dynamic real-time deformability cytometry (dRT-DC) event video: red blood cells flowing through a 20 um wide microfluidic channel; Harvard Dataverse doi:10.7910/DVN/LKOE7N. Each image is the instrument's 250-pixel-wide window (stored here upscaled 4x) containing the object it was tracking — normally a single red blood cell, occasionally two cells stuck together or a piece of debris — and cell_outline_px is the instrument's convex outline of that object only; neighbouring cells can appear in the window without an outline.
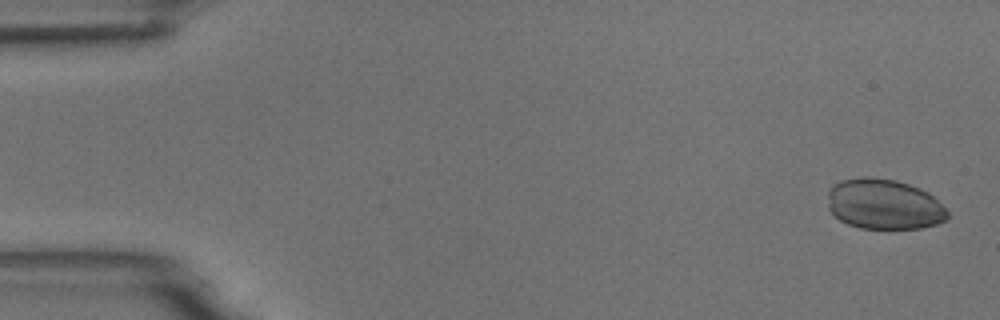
{"species": "common noctule bat (a hibernating species)", "species_latin": "Nyctalus noctula", "temperature_condition": "room temperature", "stored_images_in_passage": 54, "camera_frame_rate_fps": 3000, "um_per_image_px": 0.085, "animal": {"sex": "male", "body_mass_g": 18.8}, "frame": {"image": 1, "passage_image": 2, "time_ms": 0.333, "image_size_px": [1000, 320], "cell_outline_px": [[948, 216], [944, 220], [936, 224], [920, 228], [860, 228], [848, 224], [840, 220], [828, 208], [828, 192], [832, 184], [840, 180], [864, 176], [896, 180], [908, 184], [928, 192], [948, 212]], "centroid_in_image_um": [75.1, 17.35], "position_along_channel_um": 9.9, "area_um2": 34.97}}
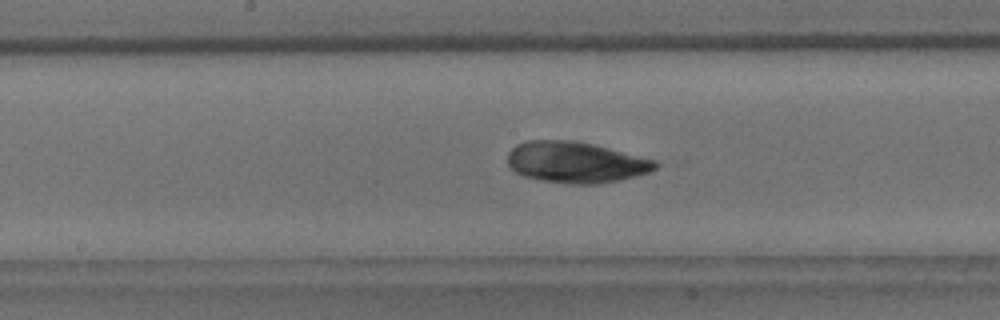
{"frame": {"image": 2, "passage_image": 28, "time_ms": 9.0, "image_size_px": [1000, 320], "cell_outline_px": [[660, 164], [656, 168], [648, 172], [636, 176], [620, 180], [600, 184], [568, 184], [544, 180], [524, 176], [516, 172], [508, 164], [508, 152], [516, 144], [528, 140], [572, 140], [592, 144], [656, 160]], "centroid_in_image_um": [48.95, 13.79], "position_along_channel_um": 199.3, "area_um2": 35.32}}
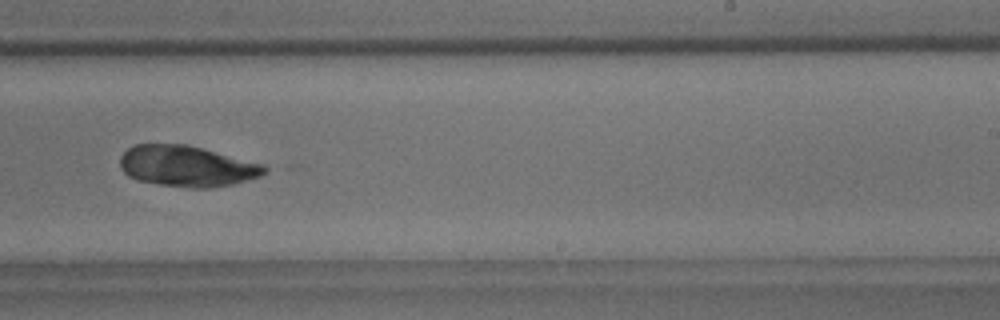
{"frame": {"image": 3, "passage_image": 34, "time_ms": 11.0, "image_size_px": [1000, 320], "cell_outline_px": [[268, 172], [260, 176], [232, 184], [212, 188], [192, 188], [160, 184], [136, 180], [128, 176], [120, 168], [120, 156], [128, 148], [136, 144], [184, 144], [264, 164], [268, 168]], "centroid_in_image_um": [15.87, 14.13], "position_along_channel_um": 273.1, "area_um2": 34.33}}